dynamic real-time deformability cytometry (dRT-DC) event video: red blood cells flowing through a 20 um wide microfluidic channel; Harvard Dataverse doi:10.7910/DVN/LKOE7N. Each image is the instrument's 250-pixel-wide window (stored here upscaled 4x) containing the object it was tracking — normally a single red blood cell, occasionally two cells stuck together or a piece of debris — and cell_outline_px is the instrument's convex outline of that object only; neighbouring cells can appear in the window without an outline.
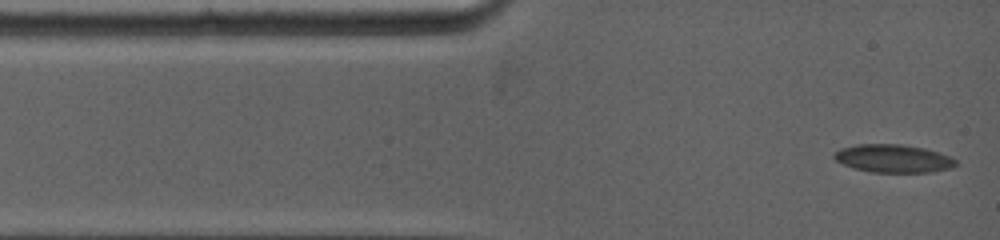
{"species": "common noctule bat (a hibernating species)", "species_latin": "Nyctalus noctula", "temperature_condition": "warm", "stored_images_in_passage": 13, "camera_frame_rate_fps": 5000, "um_per_image_px": 0.085, "animal": {"sex": "female", "body_mass_g": 19.0, "forearm_length_mm": 53.3}, "frame": {"image": 1, "passage_image": 1, "time_ms": 0.0, "image_size_px": [1000, 240], "cell_outline_px": [[956, 164], [952, 168], [932, 172], [872, 172], [856, 168], [844, 164], [836, 160], [832, 156], [840, 148], [856, 144], [900, 144], [924, 148], [948, 156], [956, 160]], "centroid_in_image_um": [75.92, 13.47], "position_along_channel_um": 9.1, "area_um2": 19.65}}
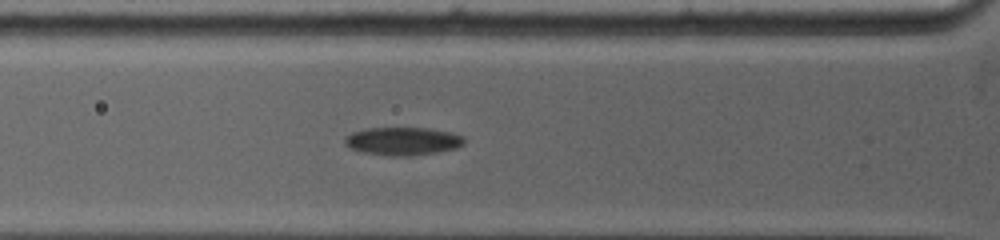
{"frame": {"image": 2, "passage_image": 10, "time_ms": 3.4, "image_size_px": [1000, 240], "cell_outline_px": [[464, 144], [456, 148], [440, 152], [408, 156], [388, 156], [364, 152], [348, 148], [344, 144], [344, 136], [352, 132], [364, 128], [428, 128], [448, 132], [464, 136]], "centroid_in_image_um": [34.2, 12.0], "position_along_channel_um": 91.6, "area_um2": 19.71}}
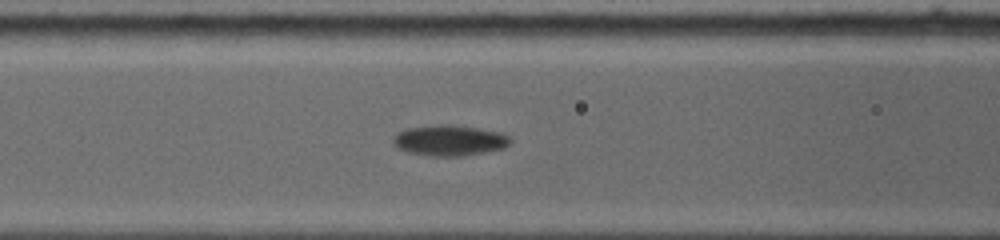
{"frame": {"image": 3, "passage_image": 13, "time_ms": 4.4, "image_size_px": [1000, 240], "cell_outline_px": [[512, 140], [504, 148], [464, 156], [428, 156], [408, 152], [400, 148], [392, 140], [392, 136], [408, 128], [440, 124], [452, 124], [500, 132], [508, 136]], "centroid_in_image_um": [38.21, 11.93], "position_along_channel_um": 128.4, "area_um2": 20.81}}